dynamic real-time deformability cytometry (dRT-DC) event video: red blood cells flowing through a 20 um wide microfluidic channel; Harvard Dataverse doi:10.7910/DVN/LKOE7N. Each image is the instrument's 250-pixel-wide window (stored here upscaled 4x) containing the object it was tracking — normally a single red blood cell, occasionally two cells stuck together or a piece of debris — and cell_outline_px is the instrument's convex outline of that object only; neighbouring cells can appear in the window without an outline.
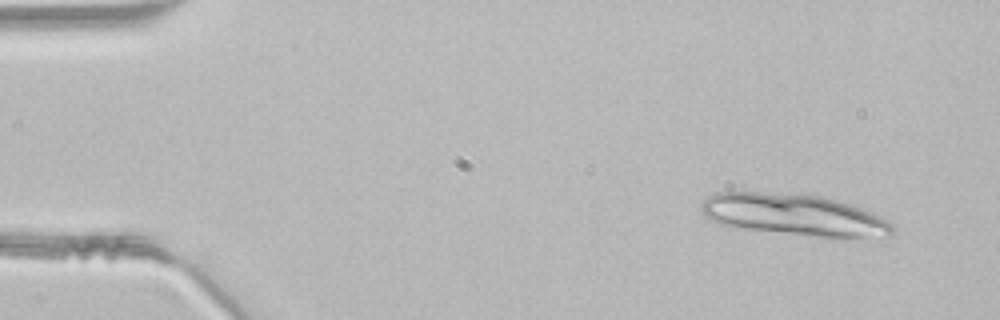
{"species": "common noctule bat (a hibernating species)", "species_latin": "Nyctalus noctula", "temperature_condition": "room temperature", "stored_images_in_passage": 18, "camera_frame_rate_fps": 3000, "um_per_image_px": 0.085, "animal": {"sex": "male", "body_mass_g": 21.5, "forearm_length_mm": 52.0}, "frame": {"image": 1, "passage_image": 3, "time_ms": 0.667, "image_size_px": [1000, 320], "cell_outline_px": [[896, 228], [888, 236], [816, 236], [744, 228], [720, 224], [704, 216], [700, 212], [700, 204], [708, 196], [716, 192], [760, 192], [820, 196], [852, 204], [872, 212], [896, 224]], "centroid_in_image_um": [67.48, 18.24], "position_along_channel_um": 17.5, "area_um2": 45.66}}